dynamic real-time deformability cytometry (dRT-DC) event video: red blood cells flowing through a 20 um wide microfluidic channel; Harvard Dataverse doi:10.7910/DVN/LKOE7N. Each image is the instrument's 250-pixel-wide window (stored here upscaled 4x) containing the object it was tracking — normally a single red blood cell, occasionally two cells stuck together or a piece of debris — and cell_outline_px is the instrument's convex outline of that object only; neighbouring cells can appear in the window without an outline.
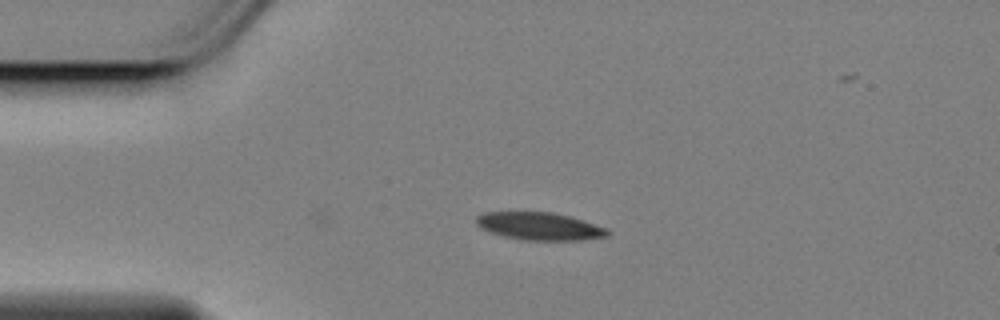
{"species": "Egyptian fruit bat (a non-hibernating species)", "species_latin": "Rousettus aegyptiacus", "temperature_condition": "cold", "stored_images_in_passage": 34, "camera_frame_rate_fps": 3000, "um_per_image_px": 0.085, "animal": {"sex": "female"}, "frame": {"image": 1, "passage_image": 1, "time_ms": 0.0, "image_size_px": [1000, 320], "cell_outline_px": [[612, 232], [608, 236], [580, 240], [520, 240], [488, 232], [480, 228], [476, 224], [476, 216], [484, 212], [552, 212], [584, 220], [608, 228]], "centroid_in_image_um": [45.86, 19.23], "position_along_channel_um": 39.1, "area_um2": 21.39}}
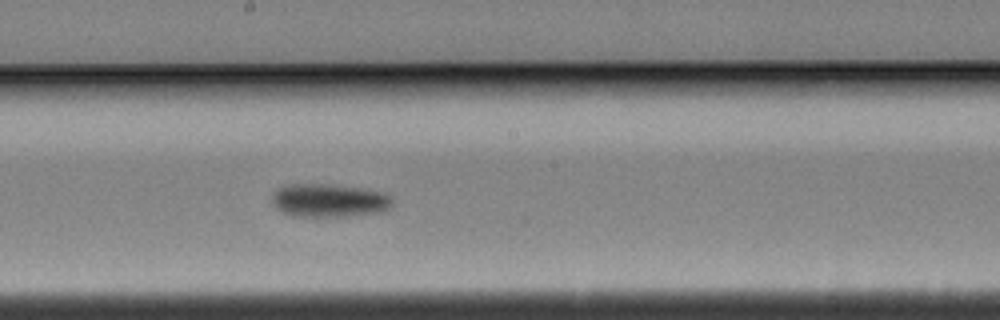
{"frame": {"image": 2, "passage_image": 19, "time_ms": 6.0, "image_size_px": [1000, 320], "cell_outline_px": [[392, 204], [384, 212], [348, 216], [288, 216], [280, 212], [272, 204], [272, 192], [276, 188], [284, 184], [328, 184], [360, 188], [384, 192], [392, 196]], "centroid_in_image_um": [27.93, 17.04], "position_along_channel_um": 220.3, "area_um2": 23.81}}
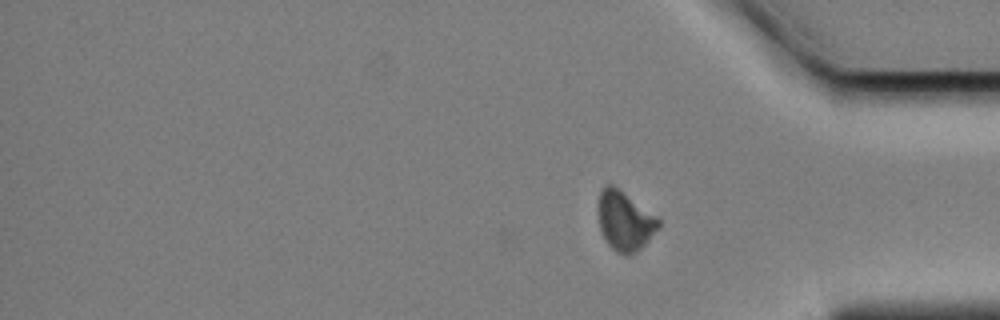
{"frame": {"image": 3, "passage_image": 34, "time_ms": 11.0, "image_size_px": [1000, 320], "cell_outline_px": [[660, 228], [632, 256], [624, 256], [616, 252], [608, 244], [600, 228], [600, 192], [608, 184], [612, 184], [656, 216], [660, 220]], "centroid_in_image_um": [53.15, 18.83], "position_along_channel_um": 382.1, "area_um2": 20.35}, "authors_computed_cell_mechanics": {"area_um2": 22.5998, "velocity_mm_per_s": 3.4451, "shape_relaxation_time_tau1_ms": 3.3067, "shape_relaxation_time_tau2_ms": null, "deformation_change_tau1": 0.1049, "deformation_change_tau2": null}}